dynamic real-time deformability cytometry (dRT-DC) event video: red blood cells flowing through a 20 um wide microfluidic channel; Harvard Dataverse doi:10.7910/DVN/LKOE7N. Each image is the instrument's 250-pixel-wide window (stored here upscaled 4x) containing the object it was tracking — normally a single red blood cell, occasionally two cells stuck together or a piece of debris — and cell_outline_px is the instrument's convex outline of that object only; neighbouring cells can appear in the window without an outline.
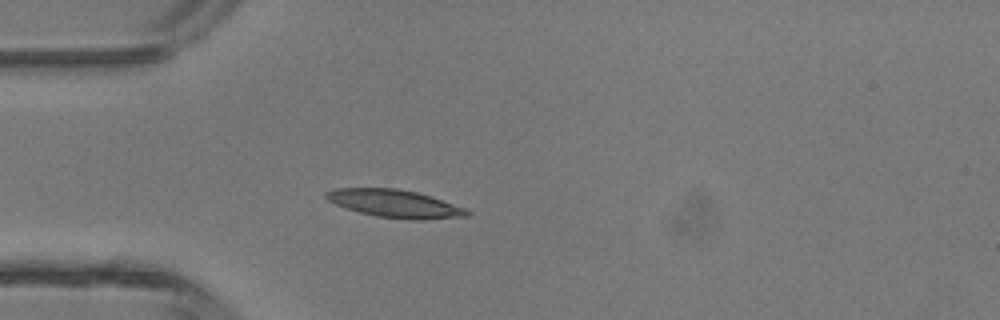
{"species": "common noctule bat (a hibernating species)", "species_latin": "Nyctalus noctula", "temperature_condition": "room temperature", "stored_images_in_passage": 1, "camera_frame_rate_fps": 3000, "um_per_image_px": 0.085, "animal": {"sex": "male", "body_mass_g": 13.3}, "frame": {"image": 1, "passage_image": 1, "time_ms": 0.0, "image_size_px": [1000, 320], "cell_outline_px": [[472, 212], [468, 216], [420, 220], [412, 220], [376, 216], [360, 212], [336, 204], [328, 200], [324, 196], [324, 192], [336, 188], [396, 188], [416, 192], [432, 196], [464, 208]], "centroid_in_image_um": [33.57, 17.3], "position_along_channel_um": 51.4, "area_um2": 22.72}}